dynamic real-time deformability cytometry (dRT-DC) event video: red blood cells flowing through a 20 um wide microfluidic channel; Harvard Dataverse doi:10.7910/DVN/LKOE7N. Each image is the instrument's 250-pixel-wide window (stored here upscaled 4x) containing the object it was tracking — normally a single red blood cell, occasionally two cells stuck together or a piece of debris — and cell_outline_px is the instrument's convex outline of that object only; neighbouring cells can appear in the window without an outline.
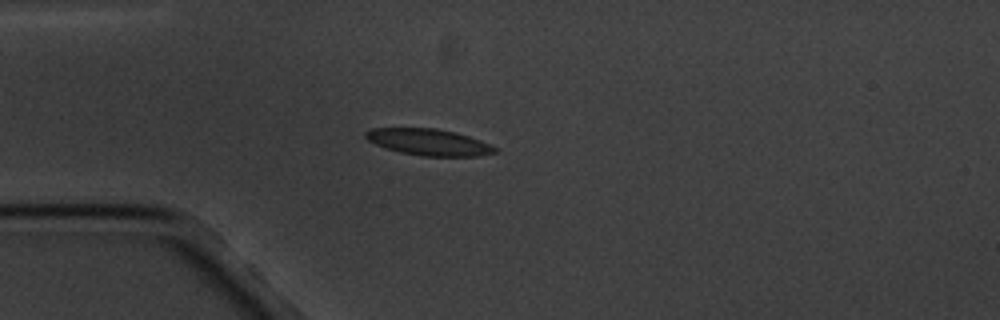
{"species": "common noctule bat (a hibernating species)", "species_latin": "Nyctalus noctula", "temperature_condition": "cold", "stored_images_in_passage": 3, "camera_frame_rate_fps": 3000, "um_per_image_px": 0.085, "animal": {"sex": "male", "body_mass_g": 20.1, "forearm_length_mm": 53.5}, "frame": {"image": 1, "passage_image": 3, "time_ms": 3.0, "image_size_px": [1000, 320], "cell_outline_px": [[496, 152], [480, 156], [420, 156], [400, 152], [376, 144], [368, 140], [364, 136], [364, 132], [372, 128], [436, 128], [456, 132], [480, 140], [496, 148]], "centroid_in_image_um": [36.43, 12.07], "position_along_channel_um": 48.6, "area_um2": 19.83}}